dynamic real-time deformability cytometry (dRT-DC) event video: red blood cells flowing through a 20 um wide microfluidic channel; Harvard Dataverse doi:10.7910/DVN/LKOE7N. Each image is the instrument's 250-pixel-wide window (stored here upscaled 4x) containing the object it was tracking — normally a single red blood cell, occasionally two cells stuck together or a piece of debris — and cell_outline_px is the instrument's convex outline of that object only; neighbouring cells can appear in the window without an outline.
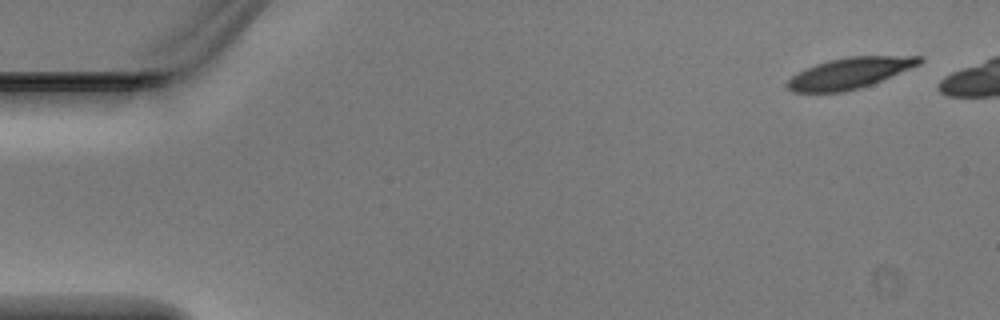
{"species": "Egyptian fruit bat (a non-hibernating species)", "species_latin": "Rousettus aegyptiacus", "temperature_condition": "warm", "stored_images_in_passage": 5, "camera_frame_rate_fps": 3000, "um_per_image_px": 0.085, "animal": {"sex": "male"}, "frame": {"image": 1, "passage_image": 1, "time_ms": 0.0, "image_size_px": [1000, 320], "cell_outline_px": [[924, 60], [920, 64], [872, 84], [860, 88], [844, 92], [792, 92], [784, 84], [792, 76], [816, 64], [828, 60], [848, 56], [924, 56]], "centroid_in_image_um": [72.23, 6.21], "position_along_channel_um": 12.8, "area_um2": 23.7}}